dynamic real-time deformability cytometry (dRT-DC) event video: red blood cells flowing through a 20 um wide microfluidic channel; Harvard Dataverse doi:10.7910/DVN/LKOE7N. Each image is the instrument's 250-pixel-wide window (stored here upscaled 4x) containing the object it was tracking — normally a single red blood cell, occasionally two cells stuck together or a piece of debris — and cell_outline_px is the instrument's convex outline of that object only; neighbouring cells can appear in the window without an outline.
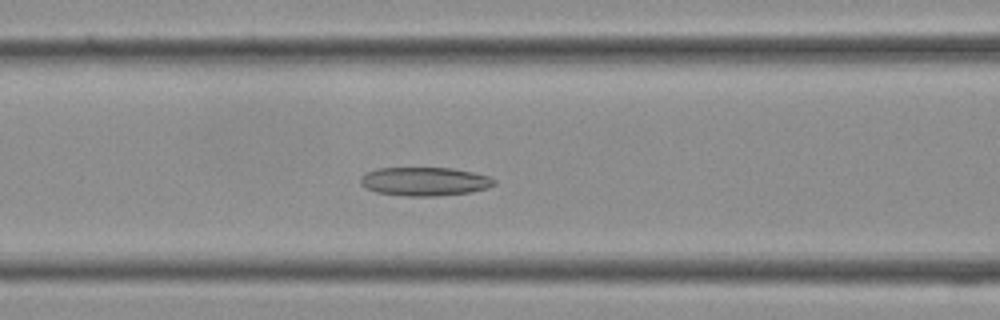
{"species": "Egyptian fruit bat (a non-hibernating species)", "species_latin": "Rousettus aegyptiacus", "temperature_condition": "cold", "stored_images_in_passage": 29, "camera_frame_rate_fps": 3000, "um_per_image_px": 0.085, "frame": {"image": 1, "passage_image": 7, "time_ms": 2.0, "image_size_px": [1000, 320], "cell_outline_px": [[496, 184], [488, 188], [468, 192], [436, 196], [404, 196], [376, 192], [364, 188], [360, 184], [360, 176], [376, 168], [452, 168], [492, 176], [496, 180]], "centroid_in_image_um": [36.09, 15.42], "position_along_channel_um": 130.5, "area_um2": 22.48}}
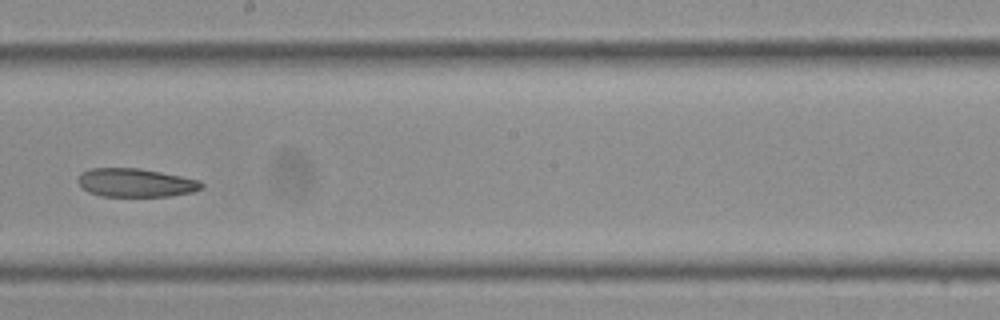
{"frame": {"image": 2, "passage_image": 13, "time_ms": 4.0, "image_size_px": [1000, 320], "cell_outline_px": [[204, 188], [192, 192], [168, 196], [100, 196], [88, 192], [76, 180], [80, 172], [92, 168], [140, 168], [200, 180], [204, 184]], "centroid_in_image_um": [11.52, 15.53], "position_along_channel_um": 236.7, "area_um2": 20.58}}
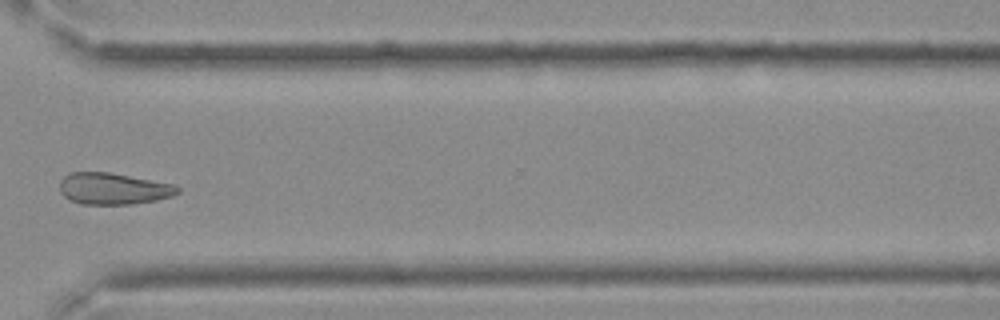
{"frame": {"image": 3, "passage_image": 20, "time_ms": 6.333, "image_size_px": [1000, 320], "cell_outline_px": [[180, 192], [172, 196], [156, 200], [132, 204], [80, 204], [68, 200], [60, 192], [60, 180], [64, 176], [72, 172], [108, 172], [176, 184], [180, 188]], "centroid_in_image_um": [9.64, 16.04], "position_along_channel_um": 361.0, "area_um2": 21.85}}